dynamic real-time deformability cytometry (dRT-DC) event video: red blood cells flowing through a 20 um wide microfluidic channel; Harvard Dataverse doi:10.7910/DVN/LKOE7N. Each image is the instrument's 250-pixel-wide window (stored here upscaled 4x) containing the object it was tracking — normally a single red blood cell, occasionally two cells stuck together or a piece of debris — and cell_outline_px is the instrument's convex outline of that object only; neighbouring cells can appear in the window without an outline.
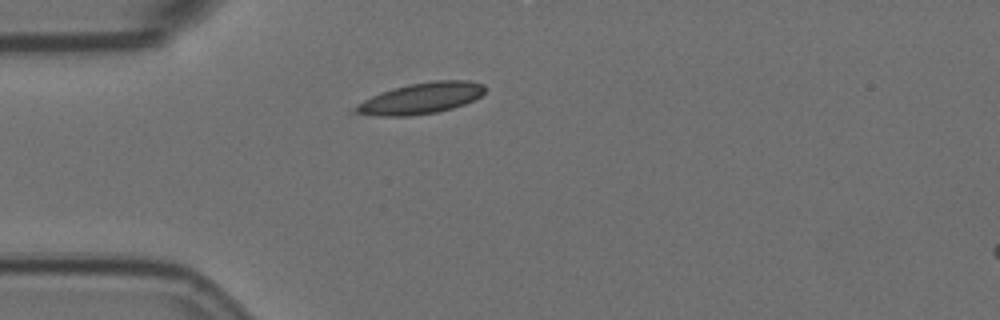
{"species": "Egyptian fruit bat (a non-hibernating species)", "species_latin": "Rousettus aegyptiacus", "temperature_condition": "room temperature", "stored_images_in_passage": 2, "camera_frame_rate_fps": 3000, "um_per_image_px": 0.085, "animal": {"sex": "female"}, "frame": {"image": 1, "passage_image": 1, "time_ms": 0.0, "image_size_px": [1000, 320], "cell_outline_px": [[488, 88], [480, 96], [464, 104], [452, 108], [436, 112], [408, 116], [376, 116], [348, 112], [356, 104], [380, 92], [392, 88], [408, 84], [436, 80], [468, 80], [484, 84]], "centroid_in_image_um": [35.74, 8.35], "position_along_channel_um": 49.3, "area_um2": 23.7}}